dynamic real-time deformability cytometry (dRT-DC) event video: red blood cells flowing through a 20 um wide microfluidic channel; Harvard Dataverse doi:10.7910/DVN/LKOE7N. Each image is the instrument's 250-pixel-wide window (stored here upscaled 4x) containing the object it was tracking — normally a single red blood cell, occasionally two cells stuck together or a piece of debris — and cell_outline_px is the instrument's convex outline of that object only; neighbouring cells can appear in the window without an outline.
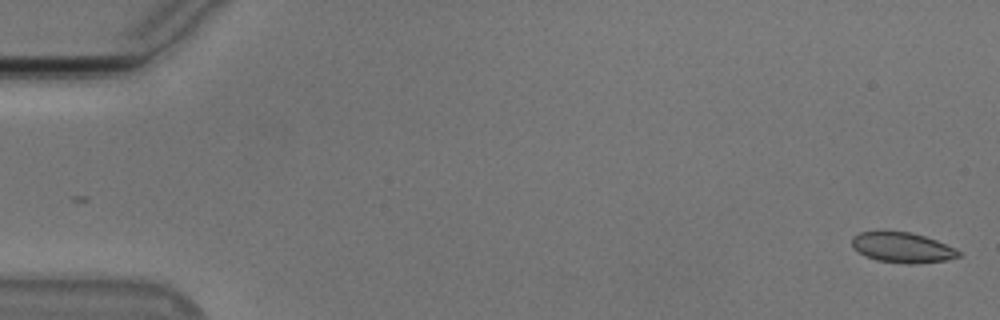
{"species": "Egyptian fruit bat (a non-hibernating species)", "species_latin": "Rousettus aegyptiacus", "temperature_condition": "cold", "stored_images_in_passage": 55, "camera_frame_rate_fps": 3000, "um_per_image_px": 0.085, "animal": {"sex": "male"}, "frame": {"image": 1, "passage_image": 1, "time_ms": 0.0, "image_size_px": [1000, 320], "cell_outline_px": [[960, 256], [948, 260], [912, 264], [908, 264], [876, 260], [864, 256], [852, 248], [852, 236], [860, 232], [912, 232], [936, 240], [956, 248], [960, 252]], "centroid_in_image_um": [76.69, 21.05], "position_along_channel_um": 8.3, "area_um2": 18.84}}
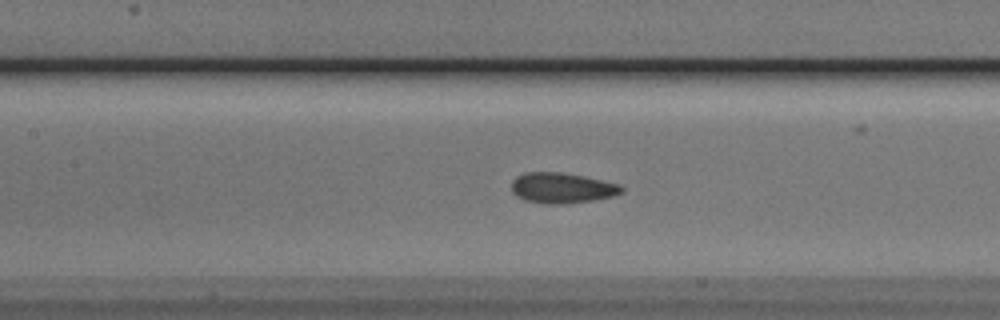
{"frame": {"image": 2, "passage_image": 25, "time_ms": 8.0, "image_size_px": [1000, 320], "cell_outline_px": [[624, 192], [612, 196], [592, 200], [564, 204], [548, 204], [524, 200], [516, 196], [512, 192], [512, 180], [516, 176], [524, 172], [560, 172], [584, 176], [620, 184], [624, 188]], "centroid_in_image_um": [47.75, 15.97], "position_along_channel_um": 159.6, "area_um2": 19.65}}
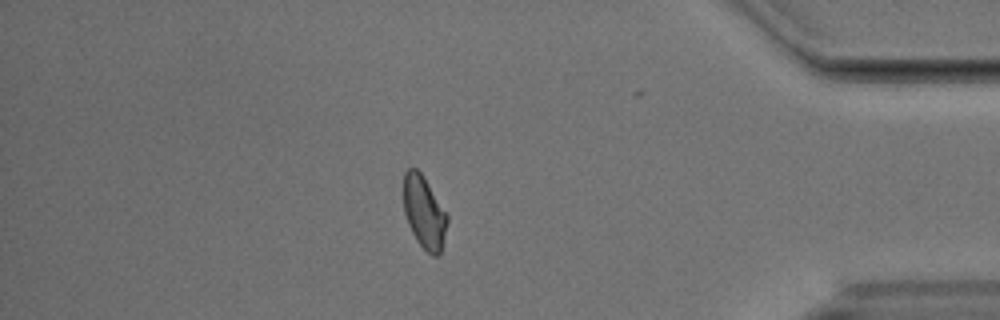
{"frame": {"image": 3, "passage_image": 47, "time_ms": 15.333, "image_size_px": [1000, 320], "cell_outline_px": [[448, 220], [440, 252], [436, 256], [432, 256], [416, 240], [408, 224], [404, 212], [404, 172], [408, 168], [416, 168], [424, 176], [448, 216]], "centroid_in_image_um": [36.04, 18.02], "position_along_channel_um": 399.2, "area_um2": 18.21}, "authors_computed_cell_mechanics": {"area_um2": 19.1896, "velocity_mm_per_s": 3.7566, "shape_relaxation_time_tau1_ms": 3.7432, "shape_relaxation_time_tau2_ms": 1.33, "deformation_change_tau1": 0.0855, "deformation_change_tau2": 0.0371}}